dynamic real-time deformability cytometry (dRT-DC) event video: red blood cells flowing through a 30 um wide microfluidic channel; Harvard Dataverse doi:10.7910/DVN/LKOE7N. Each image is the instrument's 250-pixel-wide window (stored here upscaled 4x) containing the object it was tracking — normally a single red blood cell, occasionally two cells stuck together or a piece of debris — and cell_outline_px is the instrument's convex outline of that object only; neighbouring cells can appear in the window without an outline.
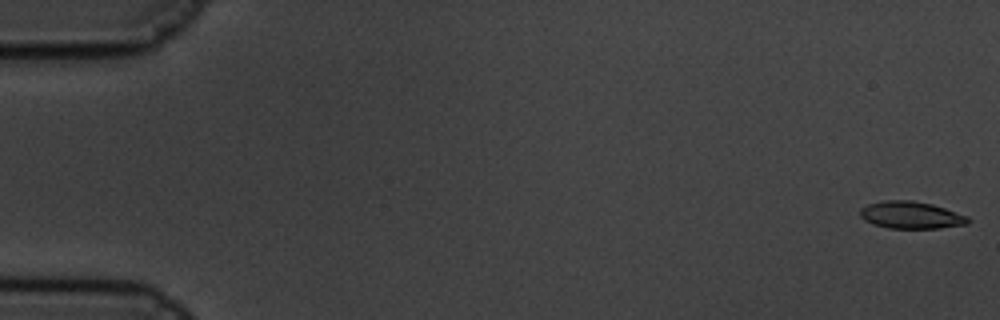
{"species": "common noctule bat (a hibernating species)", "species_latin": "Nyctalus noctula", "temperature_condition": "cold", "stored_images_in_passage": 60, "camera_frame_rate_fps": 3000, "um_per_image_px": 0.085, "animal": {"sex": "male", "body_mass_g": 19.5, "forearm_length_mm": 54.6}, "frame": {"image": 1, "passage_image": 1, "time_ms": 0.0, "image_size_px": [1000, 320], "cell_outline_px": [[972, 220], [968, 224], [940, 228], [888, 228], [872, 224], [864, 220], [860, 216], [860, 208], [868, 204], [884, 200], [912, 200], [932, 204], [968, 216]], "centroid_in_image_um": [77.44, 18.28], "position_along_channel_um": 7.6, "area_um2": 17.22}}
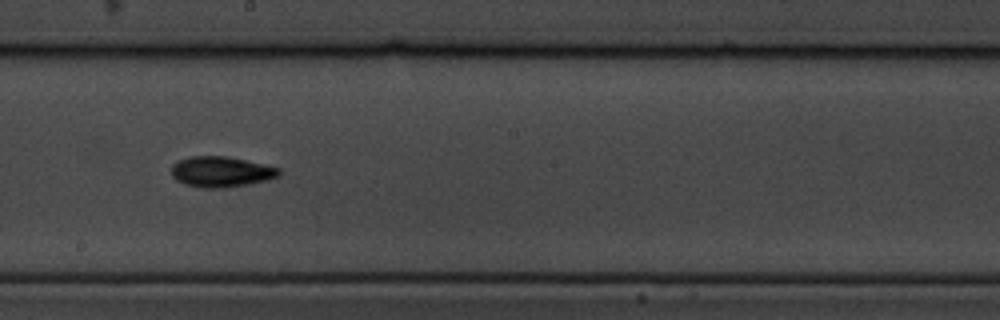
{"frame": {"image": 2, "passage_image": 34, "time_ms": 11.0, "image_size_px": [1000, 320], "cell_outline_px": [[280, 176], [268, 180], [248, 184], [224, 188], [204, 188], [184, 184], [176, 180], [172, 176], [172, 164], [188, 156], [228, 156], [264, 164], [280, 168]], "centroid_in_image_um": [18.8, 14.6], "position_along_channel_um": 229.4, "area_um2": 19.31}}
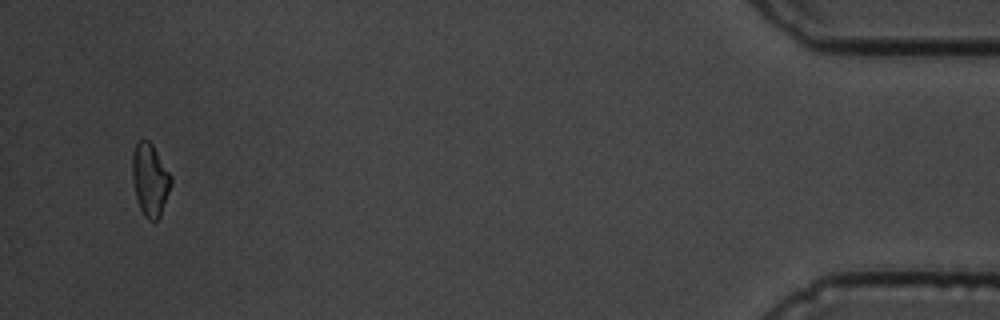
{"frame": {"image": 3, "passage_image": 58, "time_ms": 19.0, "image_size_px": [1000, 320], "cell_outline_px": [[172, 184], [160, 216], [156, 220], [148, 220], [144, 216], [140, 208], [136, 196], [132, 180], [132, 156], [136, 144], [140, 140], [148, 140], [152, 144], [172, 176]], "centroid_in_image_um": [12.76, 15.28], "position_along_channel_um": 422.4, "area_um2": 16.3}, "authors_computed_cell_mechanics": {"area_um2": 17.3111, "velocity_mm_per_s": 3.3671, "shape_relaxation_time_tau1_ms": 5.0894, "shape_relaxation_time_tau2_ms": null, "deformation_change_tau1": 0.1195, "deformation_change_tau2": null}}